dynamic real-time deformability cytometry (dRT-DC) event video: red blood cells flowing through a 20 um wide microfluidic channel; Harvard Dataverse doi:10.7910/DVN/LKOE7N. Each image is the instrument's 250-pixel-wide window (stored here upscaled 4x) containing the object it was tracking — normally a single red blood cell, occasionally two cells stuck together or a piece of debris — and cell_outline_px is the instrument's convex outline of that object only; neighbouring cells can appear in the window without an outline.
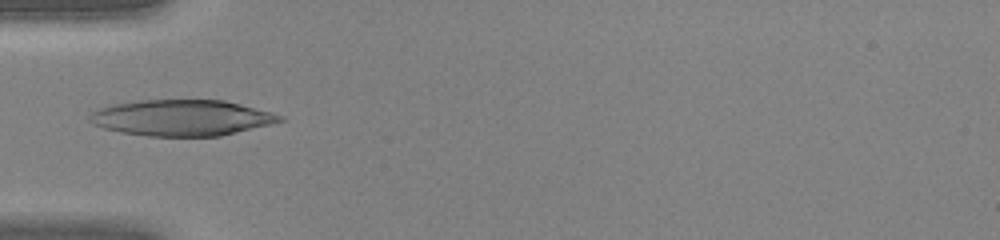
{"species": "human", "species_latin": "Homo sapiens", "temperature_condition": "warm", "stored_images_in_passage": 18, "camera_frame_rate_fps": 3000, "um_per_image_px": 0.085, "donor": {"sex": "female"}, "frame": {"image": 1, "passage_image": 5, "time_ms": 1.333, "image_size_px": [1000, 240], "cell_outline_px": [[284, 120], [220, 136], [148, 136], [120, 132], [104, 128], [92, 124], [88, 120], [88, 116], [92, 112], [100, 108], [112, 104], [140, 100], [224, 100], [272, 112], [284, 116]], "centroid_in_image_um": [15.4, 10.01], "position_along_channel_um": 69.6, "area_um2": 39.71}}
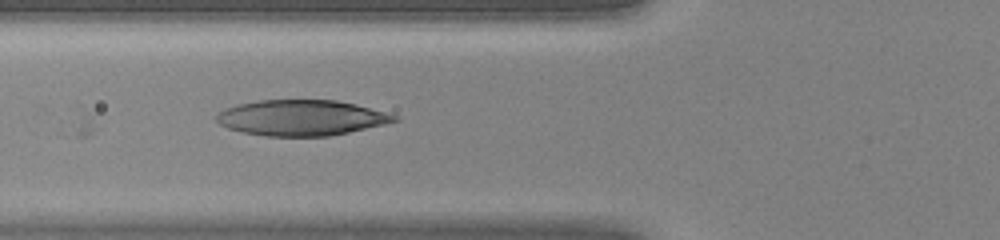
{"frame": {"image": 2, "passage_image": 7, "time_ms": 2.0, "image_size_px": [1000, 240], "cell_outline_px": [[400, 120], [384, 124], [348, 132], [328, 136], [264, 136], [244, 132], [228, 128], [220, 124], [216, 120], [216, 116], [224, 108], [236, 104], [260, 100], [336, 100], [356, 104], [400, 116]], "centroid_in_image_um": [25.62, 10.0], "position_along_channel_um": 100.2, "area_um2": 36.88}}
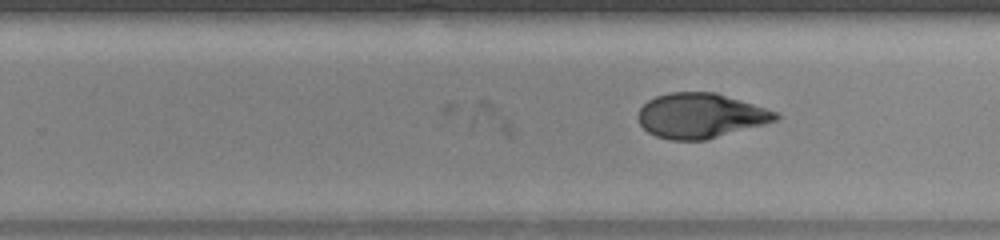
{"frame": {"image": 3, "passage_image": 18, "time_ms": 5.667, "image_size_px": [1000, 240], "cell_outline_px": [[780, 116], [776, 120], [764, 124], [704, 140], [672, 140], [656, 136], [648, 132], [640, 124], [636, 116], [640, 108], [648, 100], [656, 96], [668, 92], [716, 92], [780, 112]], "centroid_in_image_um": [59.54, 9.82], "position_along_channel_um": 270.3, "area_um2": 36.01}}